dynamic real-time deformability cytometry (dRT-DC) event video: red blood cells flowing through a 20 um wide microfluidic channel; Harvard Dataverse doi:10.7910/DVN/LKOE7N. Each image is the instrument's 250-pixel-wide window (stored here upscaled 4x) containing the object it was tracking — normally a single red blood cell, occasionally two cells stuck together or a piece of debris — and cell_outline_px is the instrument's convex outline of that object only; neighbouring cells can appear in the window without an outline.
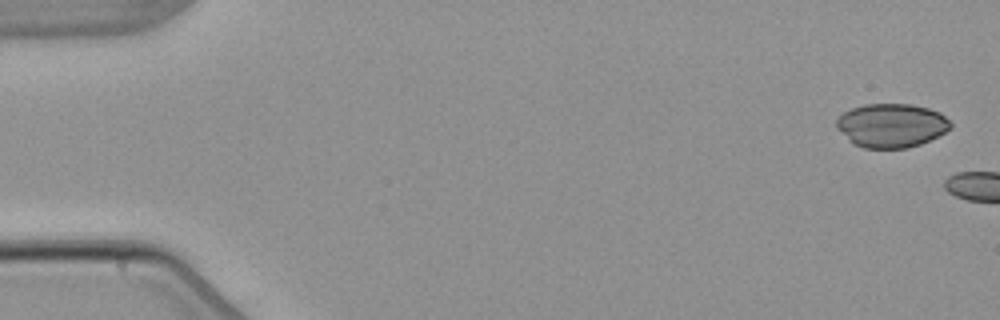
{"species": "common noctule bat (a hibernating species)", "species_latin": "Nyctalus noctula", "temperature_condition": "warm", "stored_images_in_passage": 2, "camera_frame_rate_fps": 3000, "um_per_image_px": 0.085, "animal": {"sex": "male", "body_mass_g": 21.5, "forearm_length_mm": 52.0}, "frame": {"image": 1, "passage_image": 1, "time_ms": 0.0, "image_size_px": [1000, 320], "cell_outline_px": [[952, 128], [920, 144], [908, 148], [864, 148], [852, 144], [836, 128], [836, 120], [844, 112], [852, 108], [864, 104], [912, 104], [928, 108], [940, 112], [952, 124]], "centroid_in_image_um": [75.75, 10.66], "position_along_channel_um": 9.3, "area_um2": 29.19}}